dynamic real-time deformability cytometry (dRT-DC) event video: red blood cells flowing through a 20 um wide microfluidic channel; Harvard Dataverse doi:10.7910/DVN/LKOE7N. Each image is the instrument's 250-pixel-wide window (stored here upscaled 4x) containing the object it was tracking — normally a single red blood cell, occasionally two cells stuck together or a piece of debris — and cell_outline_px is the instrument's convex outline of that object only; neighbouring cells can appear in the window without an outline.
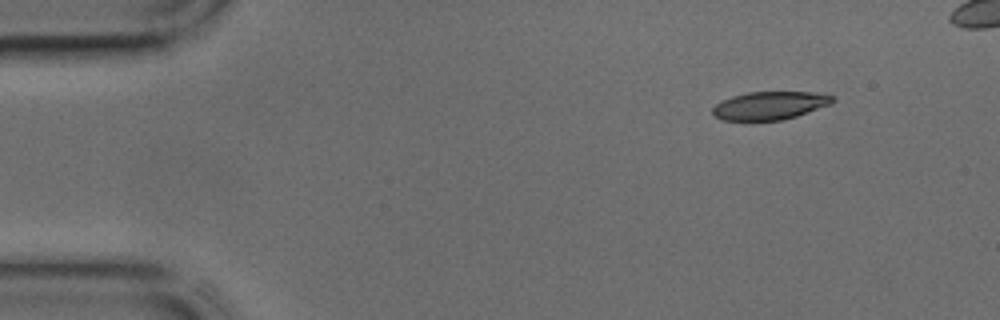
{"species": "common noctule bat (a hibernating species)", "species_latin": "Nyctalus noctula", "temperature_condition": "cold", "stored_images_in_passage": 37, "camera_frame_rate_fps": 3000, "um_per_image_px": 0.085, "animal": {"sex": "male", "body_mass_g": 17.9, "forearm_length_mm": 54.2}, "frame": {"image": 1, "passage_image": 1, "time_ms": 0.0, "image_size_px": [1000, 320], "cell_outline_px": [[836, 100], [832, 104], [796, 116], [780, 120], [724, 120], [716, 116], [712, 112], [712, 108], [720, 100], [732, 96], [748, 92], [812, 92], [832, 96]], "centroid_in_image_um": [65.43, 8.96], "position_along_channel_um": 19.6, "area_um2": 19.54}}
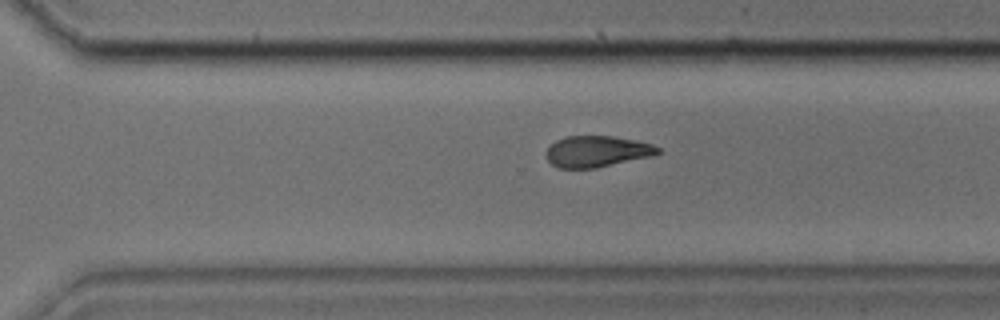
{"frame": {"image": 2, "passage_image": 26, "time_ms": 8.333, "image_size_px": [1000, 320], "cell_outline_px": [[660, 152], [652, 156], [596, 168], [556, 168], [548, 160], [544, 152], [556, 140], [568, 136], [612, 136], [636, 140], [652, 144], [660, 148]], "centroid_in_image_um": [50.73, 12.87], "position_along_channel_um": 319.9, "area_um2": 20.35}}
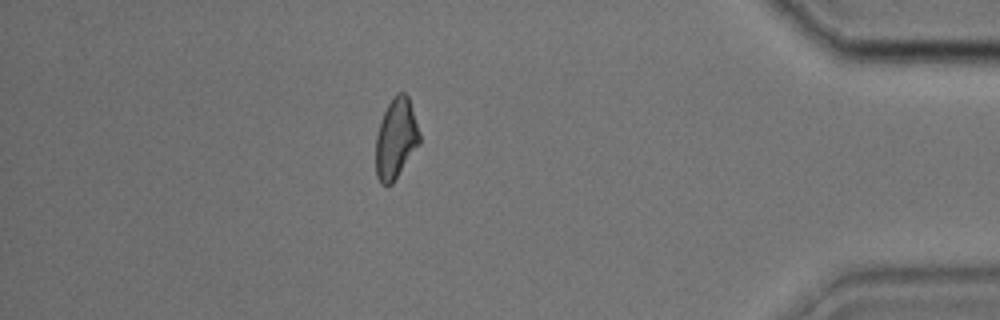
{"frame": {"image": 3, "passage_image": 34, "time_ms": 11.0, "image_size_px": [1000, 320], "cell_outline_px": [[420, 144], [392, 184], [380, 184], [376, 176], [376, 136], [380, 120], [388, 104], [396, 92], [404, 92], [408, 96], [420, 132]], "centroid_in_image_um": [33.65, 11.78], "position_along_channel_um": 401.5, "area_um2": 20.58}}